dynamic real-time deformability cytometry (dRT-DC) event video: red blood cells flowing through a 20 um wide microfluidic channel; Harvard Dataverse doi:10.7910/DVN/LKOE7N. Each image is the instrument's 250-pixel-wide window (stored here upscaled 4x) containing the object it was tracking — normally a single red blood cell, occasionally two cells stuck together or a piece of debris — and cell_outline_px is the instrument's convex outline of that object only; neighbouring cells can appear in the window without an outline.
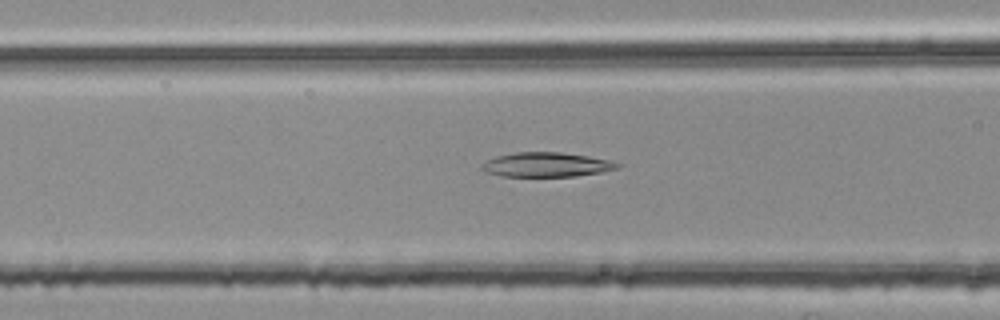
{"species": "common noctule bat (a hibernating species)", "species_latin": "Nyctalus noctula", "temperature_condition": "room temperature", "stored_images_in_passage": 45, "camera_frame_rate_fps": 3000, "um_per_image_px": 0.085, "animal": {"sex": "female", "body_mass_g": 25.1}, "frame": {"image": 1, "passage_image": 12, "time_ms": 3.667, "image_size_px": [1000, 320], "cell_outline_px": [[624, 164], [620, 168], [600, 172], [576, 176], [500, 176], [484, 172], [480, 168], [480, 164], [496, 156], [516, 152], [560, 152], [588, 156], [608, 160]], "centroid_in_image_um": [46.44, 14.0], "position_along_channel_um": 120.2, "area_um2": 19.42}}
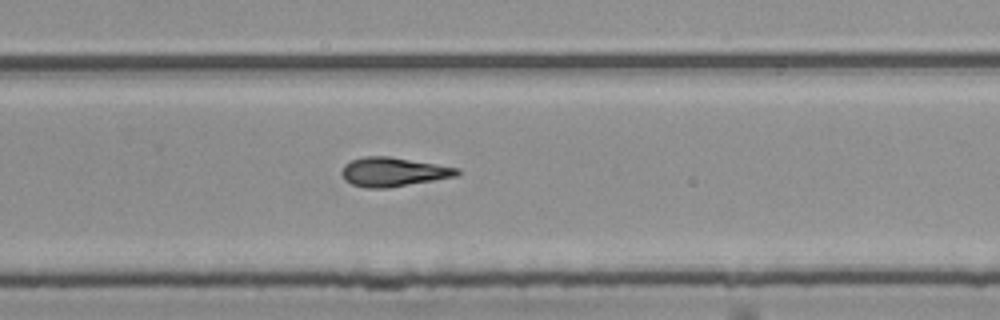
{"frame": {"image": 2, "passage_image": 26, "time_ms": 8.333, "image_size_px": [1000, 320], "cell_outline_px": [[460, 172], [456, 176], [436, 180], [388, 188], [364, 188], [352, 184], [344, 180], [340, 172], [344, 164], [352, 160], [364, 156], [388, 156], [460, 168]], "centroid_in_image_um": [33.4, 14.62], "position_along_channel_um": 296.4, "area_um2": 19.65}}
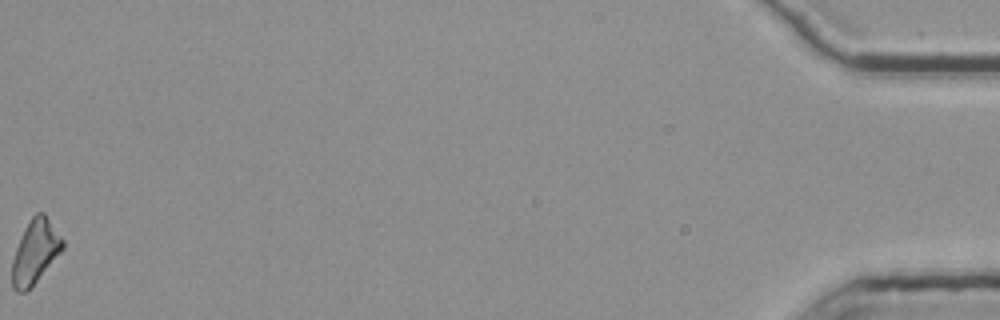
{"frame": {"image": 3, "passage_image": 45, "time_ms": 14.667, "image_size_px": [1000, 320], "cell_outline_px": [[64, 248], [32, 288], [24, 292], [16, 292], [12, 288], [12, 260], [16, 248], [24, 228], [32, 216], [36, 212], [44, 212], [64, 240]], "centroid_in_image_um": [2.99, 21.42], "position_along_channel_um": 432.2, "area_um2": 18.96}, "authors_computed_cell_mechanics": {"area_um2": 19.2474, "velocity_mm_per_s": 3.7771, "shape_relaxation_time_tau1_ms": 6.9223, "shape_relaxation_time_tau2_ms": 6.2823, "deformation_change_tau1": 0.1824, "deformation_change_tau2": 0.1823}}